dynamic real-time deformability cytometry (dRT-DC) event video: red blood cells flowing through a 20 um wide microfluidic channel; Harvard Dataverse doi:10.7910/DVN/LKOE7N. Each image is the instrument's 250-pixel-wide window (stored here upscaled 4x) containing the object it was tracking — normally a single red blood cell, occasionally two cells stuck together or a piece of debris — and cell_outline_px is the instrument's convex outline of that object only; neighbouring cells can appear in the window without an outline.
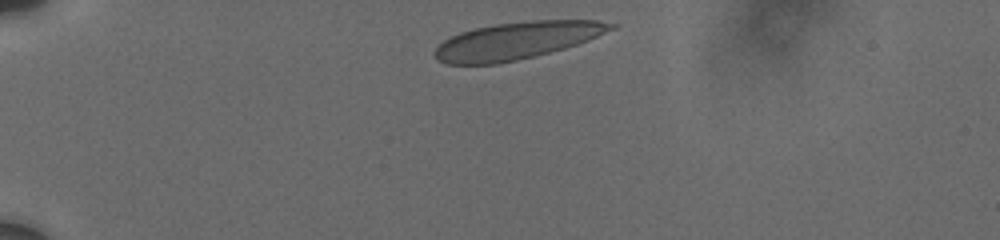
{"species": "human", "species_latin": "Homo sapiens", "temperature_condition": "cold", "stored_images_in_passage": 5, "camera_frame_rate_fps": 3000, "um_per_image_px": 0.085, "donor": {"sex": "male"}, "frame": {"image": 1, "passage_image": 1, "time_ms": 0.0, "image_size_px": [1000, 240], "cell_outline_px": [[620, 24], [616, 28], [588, 40], [564, 48], [536, 56], [496, 64], [448, 64], [436, 60], [436, 48], [444, 40], [460, 32], [472, 28], [496, 24], [532, 20], [596, 20]], "centroid_in_image_um": [43.96, 3.44], "position_along_channel_um": 41.0, "area_um2": 38.09}}
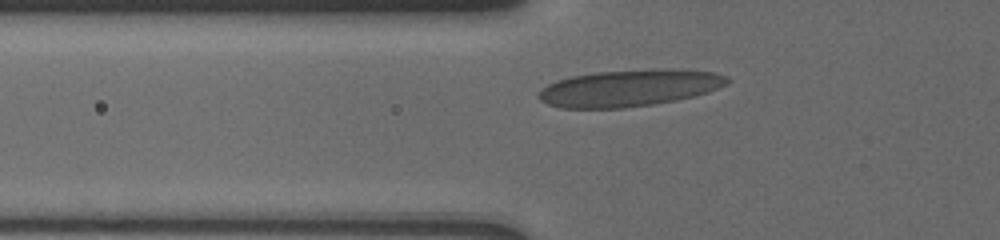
{"frame": {"image": 2, "passage_image": 4, "time_ms": 2.333, "image_size_px": [1000, 240], "cell_outline_px": [[732, 80], [708, 92], [676, 100], [652, 104], [624, 108], [560, 108], [548, 104], [540, 100], [536, 96], [548, 84], [556, 80], [572, 76], [596, 72], [712, 72], [728, 76]], "centroid_in_image_um": [53.37, 7.54], "position_along_channel_um": 72.4, "area_um2": 38.55}}